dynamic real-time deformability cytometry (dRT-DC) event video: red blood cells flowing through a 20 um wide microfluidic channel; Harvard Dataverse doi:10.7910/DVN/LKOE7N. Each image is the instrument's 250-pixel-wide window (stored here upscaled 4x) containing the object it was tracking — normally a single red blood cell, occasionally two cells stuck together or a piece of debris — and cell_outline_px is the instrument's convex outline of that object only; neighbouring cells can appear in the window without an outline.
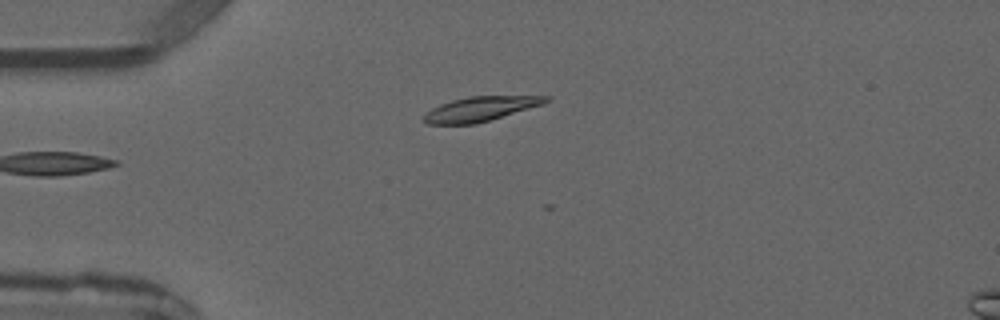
{"species": "common noctule bat (a hibernating species)", "species_latin": "Nyctalus noctula", "temperature_condition": "warm", "stored_images_in_passage": 4, "camera_frame_rate_fps": 3000, "um_per_image_px": 0.085, "animal": {"sex": "male", "forearm_length_mm": 52.5}, "frame": {"image": 1, "passage_image": 4, "time_ms": 3.333, "image_size_px": [1000, 320], "cell_outline_px": [[552, 100], [544, 104], [476, 124], [428, 124], [420, 120], [424, 112], [440, 104], [452, 100], [468, 96], [552, 96]], "centroid_in_image_um": [40.81, 9.26], "position_along_channel_um": 44.2, "area_um2": 17.69}}